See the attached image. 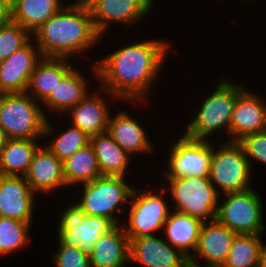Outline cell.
<instances>
[{"mask_svg": "<svg viewBox=\"0 0 266 267\" xmlns=\"http://www.w3.org/2000/svg\"><path fill=\"white\" fill-rule=\"evenodd\" d=\"M171 46L168 41L158 38L132 42L103 59H96L97 62L91 65L92 73L100 83L98 86L119 100L145 103Z\"/></svg>", "mask_w": 266, "mask_h": 267, "instance_id": "1", "label": "cell"}, {"mask_svg": "<svg viewBox=\"0 0 266 267\" xmlns=\"http://www.w3.org/2000/svg\"><path fill=\"white\" fill-rule=\"evenodd\" d=\"M75 1L69 4L64 1L63 7L32 33L43 57L75 60L72 58L100 43L102 36L94 26L87 4Z\"/></svg>", "mask_w": 266, "mask_h": 267, "instance_id": "2", "label": "cell"}, {"mask_svg": "<svg viewBox=\"0 0 266 267\" xmlns=\"http://www.w3.org/2000/svg\"><path fill=\"white\" fill-rule=\"evenodd\" d=\"M245 89L241 83L237 84L229 79L221 78L214 90L198 105L195 116L186 125L183 134L191 139L212 140L214 133L219 131L227 134L229 141V127L238 95ZM223 129V130H222ZM217 131V132H216Z\"/></svg>", "mask_w": 266, "mask_h": 267, "instance_id": "3", "label": "cell"}, {"mask_svg": "<svg viewBox=\"0 0 266 267\" xmlns=\"http://www.w3.org/2000/svg\"><path fill=\"white\" fill-rule=\"evenodd\" d=\"M40 104L27 92L0 94V126L8 139L54 137V126Z\"/></svg>", "mask_w": 266, "mask_h": 267, "instance_id": "4", "label": "cell"}, {"mask_svg": "<svg viewBox=\"0 0 266 267\" xmlns=\"http://www.w3.org/2000/svg\"><path fill=\"white\" fill-rule=\"evenodd\" d=\"M125 179L126 177L120 176H100L91 182L79 185L82 191L80 196L78 195V201L76 199V204L86 215L101 216L119 225L121 217L116 215L120 212L123 214L128 209L127 205L134 189ZM122 206H126L125 210Z\"/></svg>", "mask_w": 266, "mask_h": 267, "instance_id": "5", "label": "cell"}, {"mask_svg": "<svg viewBox=\"0 0 266 267\" xmlns=\"http://www.w3.org/2000/svg\"><path fill=\"white\" fill-rule=\"evenodd\" d=\"M171 195L173 211L189 214L202 222L216 219L222 195L211 184L209 177L165 178Z\"/></svg>", "mask_w": 266, "mask_h": 267, "instance_id": "6", "label": "cell"}, {"mask_svg": "<svg viewBox=\"0 0 266 267\" xmlns=\"http://www.w3.org/2000/svg\"><path fill=\"white\" fill-rule=\"evenodd\" d=\"M159 189L157 192L152 191L153 188L140 191L134 186L127 207L129 216L124 218L127 221L120 223L128 238L155 236V232L162 234L164 223L172 210L164 196L168 193L164 188Z\"/></svg>", "mask_w": 266, "mask_h": 267, "instance_id": "7", "label": "cell"}, {"mask_svg": "<svg viewBox=\"0 0 266 267\" xmlns=\"http://www.w3.org/2000/svg\"><path fill=\"white\" fill-rule=\"evenodd\" d=\"M252 173L243 147L238 142L221 141L218 147L213 144L209 180L220 194L252 188Z\"/></svg>", "mask_w": 266, "mask_h": 267, "instance_id": "8", "label": "cell"}, {"mask_svg": "<svg viewBox=\"0 0 266 267\" xmlns=\"http://www.w3.org/2000/svg\"><path fill=\"white\" fill-rule=\"evenodd\" d=\"M216 219L236 234H263V202L252 187L242 192L222 194ZM226 198V199H225Z\"/></svg>", "mask_w": 266, "mask_h": 267, "instance_id": "9", "label": "cell"}, {"mask_svg": "<svg viewBox=\"0 0 266 267\" xmlns=\"http://www.w3.org/2000/svg\"><path fill=\"white\" fill-rule=\"evenodd\" d=\"M62 211L57 225V238L65 246L80 247L90 256L100 236L108 233L116 225L101 216L86 215L75 201Z\"/></svg>", "mask_w": 266, "mask_h": 267, "instance_id": "10", "label": "cell"}, {"mask_svg": "<svg viewBox=\"0 0 266 267\" xmlns=\"http://www.w3.org/2000/svg\"><path fill=\"white\" fill-rule=\"evenodd\" d=\"M175 138L169 145L166 178L209 177L213 140H196L185 136Z\"/></svg>", "mask_w": 266, "mask_h": 267, "instance_id": "11", "label": "cell"}, {"mask_svg": "<svg viewBox=\"0 0 266 267\" xmlns=\"http://www.w3.org/2000/svg\"><path fill=\"white\" fill-rule=\"evenodd\" d=\"M154 2L155 0H87L85 3L97 32L103 37L111 24L131 27L143 22L141 19L150 14Z\"/></svg>", "mask_w": 266, "mask_h": 267, "instance_id": "12", "label": "cell"}, {"mask_svg": "<svg viewBox=\"0 0 266 267\" xmlns=\"http://www.w3.org/2000/svg\"><path fill=\"white\" fill-rule=\"evenodd\" d=\"M129 261L143 267H190L186 255L157 235L129 238Z\"/></svg>", "mask_w": 266, "mask_h": 267, "instance_id": "13", "label": "cell"}, {"mask_svg": "<svg viewBox=\"0 0 266 267\" xmlns=\"http://www.w3.org/2000/svg\"><path fill=\"white\" fill-rule=\"evenodd\" d=\"M32 41L0 62V94L27 91L32 72L43 58L40 49Z\"/></svg>", "mask_w": 266, "mask_h": 267, "instance_id": "14", "label": "cell"}, {"mask_svg": "<svg viewBox=\"0 0 266 267\" xmlns=\"http://www.w3.org/2000/svg\"><path fill=\"white\" fill-rule=\"evenodd\" d=\"M235 235L236 233L217 219L203 222L197 248L189 259L190 267H222ZM197 257L204 259L206 265L200 264V261L196 260Z\"/></svg>", "mask_w": 266, "mask_h": 267, "instance_id": "15", "label": "cell"}, {"mask_svg": "<svg viewBox=\"0 0 266 267\" xmlns=\"http://www.w3.org/2000/svg\"><path fill=\"white\" fill-rule=\"evenodd\" d=\"M98 89L93 93L90 91L83 100L67 112L68 115L71 116V118H69L71 122L70 125L84 131L89 137L107 132L108 121L111 114V109L109 107H111V104L109 101L108 105V101H106L102 95H108L105 97H109L108 100H119L106 89L100 86H98Z\"/></svg>", "mask_w": 266, "mask_h": 267, "instance_id": "16", "label": "cell"}, {"mask_svg": "<svg viewBox=\"0 0 266 267\" xmlns=\"http://www.w3.org/2000/svg\"><path fill=\"white\" fill-rule=\"evenodd\" d=\"M37 194L25 177L0 175V212L2 217L28 222L32 225V215Z\"/></svg>", "mask_w": 266, "mask_h": 267, "instance_id": "17", "label": "cell"}, {"mask_svg": "<svg viewBox=\"0 0 266 267\" xmlns=\"http://www.w3.org/2000/svg\"><path fill=\"white\" fill-rule=\"evenodd\" d=\"M244 89L237 97L229 127V141L238 142L244 136L266 130L265 98Z\"/></svg>", "mask_w": 266, "mask_h": 267, "instance_id": "18", "label": "cell"}, {"mask_svg": "<svg viewBox=\"0 0 266 267\" xmlns=\"http://www.w3.org/2000/svg\"><path fill=\"white\" fill-rule=\"evenodd\" d=\"M24 177L38 195L39 193L50 195L66 187L63 162L44 144L35 152Z\"/></svg>", "mask_w": 266, "mask_h": 267, "instance_id": "19", "label": "cell"}, {"mask_svg": "<svg viewBox=\"0 0 266 267\" xmlns=\"http://www.w3.org/2000/svg\"><path fill=\"white\" fill-rule=\"evenodd\" d=\"M108 134L112 139L132 157L138 153L154 152V144L150 141L146 129L138 123L136 117H132L126 110L110 114L108 121Z\"/></svg>", "mask_w": 266, "mask_h": 267, "instance_id": "20", "label": "cell"}, {"mask_svg": "<svg viewBox=\"0 0 266 267\" xmlns=\"http://www.w3.org/2000/svg\"><path fill=\"white\" fill-rule=\"evenodd\" d=\"M82 72L75 67L60 81L57 87L52 90L48 98L42 103V109L45 116L46 111L58 112L59 115H63L83 100L90 92L89 81L82 76ZM88 81V82H87ZM88 83V84H87Z\"/></svg>", "mask_w": 266, "mask_h": 267, "instance_id": "21", "label": "cell"}, {"mask_svg": "<svg viewBox=\"0 0 266 267\" xmlns=\"http://www.w3.org/2000/svg\"><path fill=\"white\" fill-rule=\"evenodd\" d=\"M73 68L70 59L43 57L32 72L26 92L42 104Z\"/></svg>", "mask_w": 266, "mask_h": 267, "instance_id": "22", "label": "cell"}, {"mask_svg": "<svg viewBox=\"0 0 266 267\" xmlns=\"http://www.w3.org/2000/svg\"><path fill=\"white\" fill-rule=\"evenodd\" d=\"M202 223L189 214L172 210L164 223L162 236L190 259L197 248Z\"/></svg>", "mask_w": 266, "mask_h": 267, "instance_id": "23", "label": "cell"}, {"mask_svg": "<svg viewBox=\"0 0 266 267\" xmlns=\"http://www.w3.org/2000/svg\"><path fill=\"white\" fill-rule=\"evenodd\" d=\"M92 267H126L129 261V238L121 224L100 236L90 255Z\"/></svg>", "mask_w": 266, "mask_h": 267, "instance_id": "24", "label": "cell"}, {"mask_svg": "<svg viewBox=\"0 0 266 267\" xmlns=\"http://www.w3.org/2000/svg\"><path fill=\"white\" fill-rule=\"evenodd\" d=\"M90 144L97 157L101 176H127L130 159L133 157L108 132L90 137Z\"/></svg>", "mask_w": 266, "mask_h": 267, "instance_id": "25", "label": "cell"}, {"mask_svg": "<svg viewBox=\"0 0 266 267\" xmlns=\"http://www.w3.org/2000/svg\"><path fill=\"white\" fill-rule=\"evenodd\" d=\"M39 141V139H8L0 150V175L24 177L35 152L41 146Z\"/></svg>", "mask_w": 266, "mask_h": 267, "instance_id": "26", "label": "cell"}, {"mask_svg": "<svg viewBox=\"0 0 266 267\" xmlns=\"http://www.w3.org/2000/svg\"><path fill=\"white\" fill-rule=\"evenodd\" d=\"M63 5L62 0H14L11 5V20L32 34Z\"/></svg>", "mask_w": 266, "mask_h": 267, "instance_id": "27", "label": "cell"}, {"mask_svg": "<svg viewBox=\"0 0 266 267\" xmlns=\"http://www.w3.org/2000/svg\"><path fill=\"white\" fill-rule=\"evenodd\" d=\"M63 168L67 188L91 182L101 176L97 157L90 143L66 159Z\"/></svg>", "mask_w": 266, "mask_h": 267, "instance_id": "28", "label": "cell"}, {"mask_svg": "<svg viewBox=\"0 0 266 267\" xmlns=\"http://www.w3.org/2000/svg\"><path fill=\"white\" fill-rule=\"evenodd\" d=\"M262 235L236 234L222 267H256L261 265Z\"/></svg>", "mask_w": 266, "mask_h": 267, "instance_id": "29", "label": "cell"}, {"mask_svg": "<svg viewBox=\"0 0 266 267\" xmlns=\"http://www.w3.org/2000/svg\"><path fill=\"white\" fill-rule=\"evenodd\" d=\"M31 224L12 218H0V257L26 248L32 239L28 234Z\"/></svg>", "mask_w": 266, "mask_h": 267, "instance_id": "30", "label": "cell"}, {"mask_svg": "<svg viewBox=\"0 0 266 267\" xmlns=\"http://www.w3.org/2000/svg\"><path fill=\"white\" fill-rule=\"evenodd\" d=\"M90 143V137L79 128L68 125L65 131H61L60 135L48 140L45 146L62 162L72 156L80 148Z\"/></svg>", "mask_w": 266, "mask_h": 267, "instance_id": "31", "label": "cell"}, {"mask_svg": "<svg viewBox=\"0 0 266 267\" xmlns=\"http://www.w3.org/2000/svg\"><path fill=\"white\" fill-rule=\"evenodd\" d=\"M32 39V34L12 20L0 27V62L24 47Z\"/></svg>", "mask_w": 266, "mask_h": 267, "instance_id": "32", "label": "cell"}, {"mask_svg": "<svg viewBox=\"0 0 266 267\" xmlns=\"http://www.w3.org/2000/svg\"><path fill=\"white\" fill-rule=\"evenodd\" d=\"M57 251L51 256L55 267H92L90 256L80 247L65 246L58 239Z\"/></svg>", "mask_w": 266, "mask_h": 267, "instance_id": "33", "label": "cell"}, {"mask_svg": "<svg viewBox=\"0 0 266 267\" xmlns=\"http://www.w3.org/2000/svg\"><path fill=\"white\" fill-rule=\"evenodd\" d=\"M238 143L243 147L252 170L254 168V164H252L254 161L255 163L258 161L257 163L266 165V130L248 134L239 140Z\"/></svg>", "mask_w": 266, "mask_h": 267, "instance_id": "34", "label": "cell"}, {"mask_svg": "<svg viewBox=\"0 0 266 267\" xmlns=\"http://www.w3.org/2000/svg\"><path fill=\"white\" fill-rule=\"evenodd\" d=\"M11 21V5L0 0V27Z\"/></svg>", "mask_w": 266, "mask_h": 267, "instance_id": "35", "label": "cell"}, {"mask_svg": "<svg viewBox=\"0 0 266 267\" xmlns=\"http://www.w3.org/2000/svg\"><path fill=\"white\" fill-rule=\"evenodd\" d=\"M7 140H8V137L6 136L3 128L0 126V150L5 146Z\"/></svg>", "mask_w": 266, "mask_h": 267, "instance_id": "36", "label": "cell"}, {"mask_svg": "<svg viewBox=\"0 0 266 267\" xmlns=\"http://www.w3.org/2000/svg\"><path fill=\"white\" fill-rule=\"evenodd\" d=\"M261 266L266 267V245L262 244L261 247Z\"/></svg>", "mask_w": 266, "mask_h": 267, "instance_id": "37", "label": "cell"}, {"mask_svg": "<svg viewBox=\"0 0 266 267\" xmlns=\"http://www.w3.org/2000/svg\"><path fill=\"white\" fill-rule=\"evenodd\" d=\"M2 1L7 2V3H9L10 5H12V3H13L14 0H2Z\"/></svg>", "mask_w": 266, "mask_h": 267, "instance_id": "38", "label": "cell"}]
</instances>
